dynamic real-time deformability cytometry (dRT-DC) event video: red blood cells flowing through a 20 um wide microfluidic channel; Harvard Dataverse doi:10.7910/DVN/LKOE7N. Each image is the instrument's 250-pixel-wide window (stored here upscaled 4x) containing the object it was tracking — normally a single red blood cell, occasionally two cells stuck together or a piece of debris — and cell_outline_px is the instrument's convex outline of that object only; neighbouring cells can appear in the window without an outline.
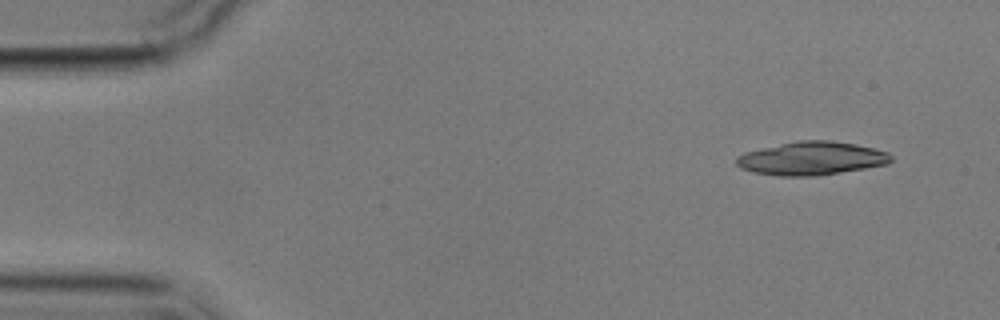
{"species": "common noctule bat (a hibernating species)", "species_latin": "Nyctalus noctula", "temperature_condition": "cold", "stored_images_in_passage": 4, "camera_frame_rate_fps": 3000, "um_per_image_px": 0.085, "animal": {"sex": "male", "body_mass_g": 17.9}, "frame": {"image": 1, "passage_image": 1, "time_ms": 0.0, "image_size_px": [1000, 320], "cell_outline_px": [[892, 160], [888, 164], [816, 176], [780, 176], [752, 172], [740, 168], [736, 164], [736, 156], [744, 152], [796, 140], [832, 140], [856, 144], [888, 152], [892, 156]], "centroid_in_image_um": [68.95, 13.46], "position_along_channel_um": 16.0, "area_um2": 30.17}}